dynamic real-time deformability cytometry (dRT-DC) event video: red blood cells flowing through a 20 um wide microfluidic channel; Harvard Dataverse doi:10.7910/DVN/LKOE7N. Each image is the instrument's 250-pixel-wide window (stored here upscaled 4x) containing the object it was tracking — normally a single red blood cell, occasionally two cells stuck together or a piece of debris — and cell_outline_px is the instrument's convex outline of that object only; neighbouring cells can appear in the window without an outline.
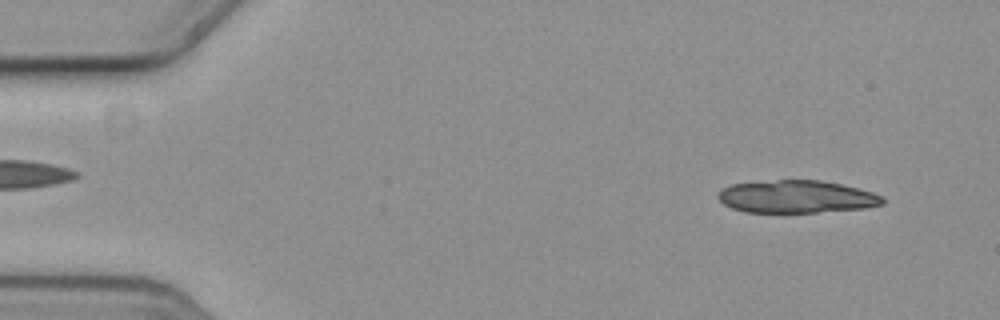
{"species": "common noctule bat (a hibernating species)", "species_latin": "Nyctalus noctula", "temperature_condition": "cold", "stored_images_in_passage": 16, "camera_frame_rate_fps": 3000, "um_per_image_px": 0.085, "animal": {"sex": "female", "body_mass_g": 19.3, "forearm_length_mm": 54.1}, "frame": {"image": 1, "passage_image": 4, "time_ms": 1.0, "image_size_px": [1000, 320], "cell_outline_px": [[884, 204], [864, 208], [816, 212], [744, 212], [732, 208], [724, 204], [716, 196], [724, 188], [732, 184], [776, 180], [820, 180], [840, 184], [872, 192], [880, 196], [884, 200]], "centroid_in_image_um": [67.69, 16.72], "position_along_channel_um": 17.3, "area_um2": 30.92}}